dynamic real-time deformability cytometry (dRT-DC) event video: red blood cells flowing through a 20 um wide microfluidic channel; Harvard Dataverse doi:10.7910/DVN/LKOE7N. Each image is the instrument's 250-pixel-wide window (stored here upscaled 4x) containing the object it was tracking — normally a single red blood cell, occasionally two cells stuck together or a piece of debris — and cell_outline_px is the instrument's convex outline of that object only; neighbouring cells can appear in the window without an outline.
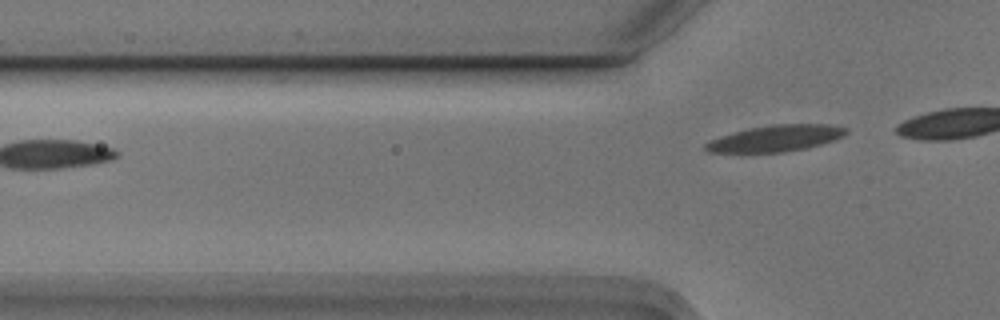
{"species": "Egyptian fruit bat (a non-hibernating species)", "species_latin": "Rousettus aegyptiacus", "temperature_condition": "cold", "stored_images_in_passage": 7, "segment_of_instrument_passage": [2, 2], "camera_frame_rate_fps": 3000, "um_per_image_px": 0.085, "animal": {"sex": "male"}, "frame": {"image": 1, "passage_image": 7, "time_ms": 2.0, "image_size_px": [1000, 320], "cell_outline_px": [[848, 132], [844, 136], [836, 140], [808, 148], [784, 152], [708, 152], [704, 148], [704, 144], [720, 136], [752, 128], [776, 124], [828, 124], [848, 128]], "centroid_in_image_um": [66.02, 11.76], "position_along_channel_um": 59.8, "area_um2": 21.44}}